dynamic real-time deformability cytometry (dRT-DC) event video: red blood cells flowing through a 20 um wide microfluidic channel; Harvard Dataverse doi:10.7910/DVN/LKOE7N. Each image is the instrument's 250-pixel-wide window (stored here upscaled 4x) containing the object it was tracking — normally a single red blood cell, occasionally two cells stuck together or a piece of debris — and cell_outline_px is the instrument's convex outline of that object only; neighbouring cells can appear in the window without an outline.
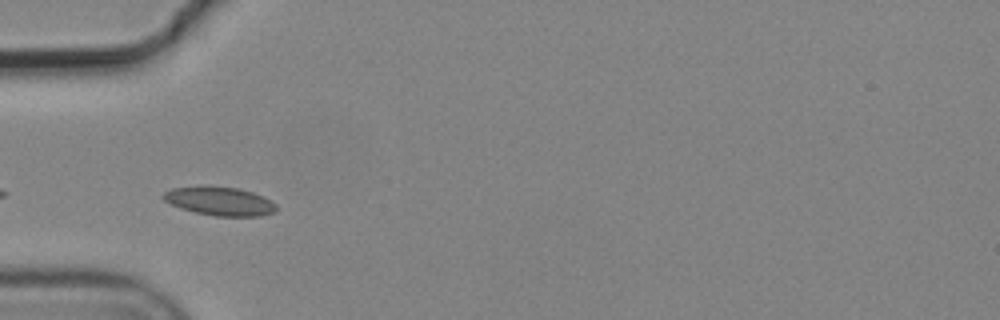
{"species": "common noctule bat (a hibernating species)", "species_latin": "Nyctalus noctula", "temperature_condition": "cold", "stored_images_in_passage": 7, "camera_frame_rate_fps": 3000, "um_per_image_px": 0.085, "animal": {"sex": "male", "body_mass_g": 19.2, "forearm_length_mm": 51.8}, "frame": {"image": 1, "passage_image": 3, "time_ms": 0.667, "image_size_px": [1000, 320], "cell_outline_px": [[276, 212], [260, 216], [216, 216], [196, 212], [180, 208], [164, 200], [160, 196], [164, 192], [172, 188], [236, 188], [252, 192], [264, 196], [276, 204]], "centroid_in_image_um": [18.72, 17.14], "position_along_channel_um": 66.3, "area_um2": 18.26}}
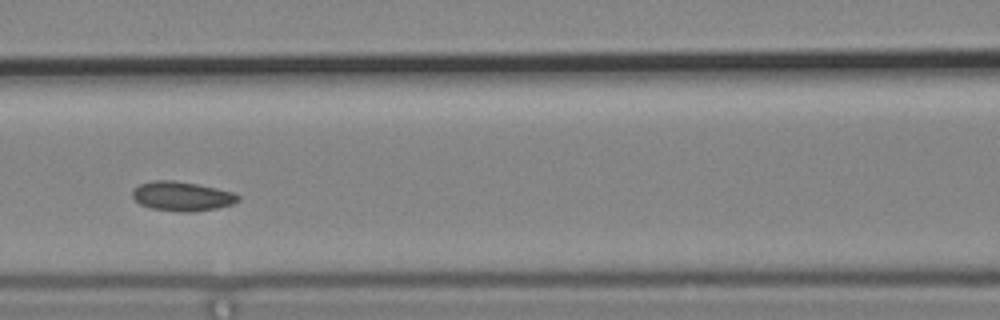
{"frame": {"image": 2, "passage_image": 5, "time_ms": 1.333, "image_size_px": [1000, 320], "cell_outline_px": [[240, 200], [232, 204], [216, 208], [192, 212], [188, 212], [152, 208], [140, 204], [132, 196], [132, 192], [140, 184], [152, 180], [172, 180], [196, 184], [216, 188], [232, 192], [240, 196]], "centroid_in_image_um": [15.48, 16.67], "position_along_channel_um": 151.1, "area_um2": 17.8}}
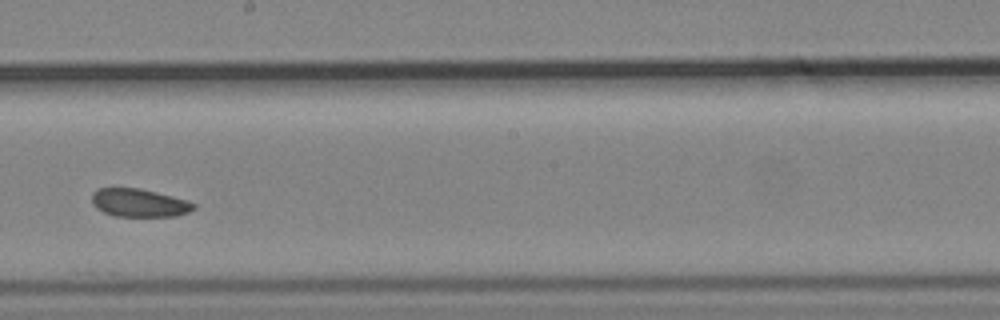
{"frame": {"image": 3, "passage_image": 7, "time_ms": 2.0, "image_size_px": [1000, 320], "cell_outline_px": [[196, 208], [188, 212], [176, 216], [112, 216], [96, 208], [92, 204], [92, 192], [96, 188], [140, 188], [188, 200], [196, 204]], "centroid_in_image_um": [11.82, 17.24], "position_along_channel_um": 236.4, "area_um2": 16.82}}